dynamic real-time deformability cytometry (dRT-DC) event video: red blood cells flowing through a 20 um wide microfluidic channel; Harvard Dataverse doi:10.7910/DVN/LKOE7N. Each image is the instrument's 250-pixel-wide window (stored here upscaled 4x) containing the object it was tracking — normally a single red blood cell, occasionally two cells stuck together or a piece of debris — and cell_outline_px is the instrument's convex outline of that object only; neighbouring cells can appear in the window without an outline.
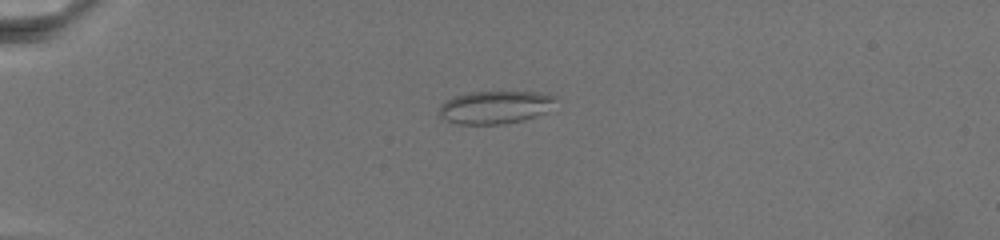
{"species": "common noctule bat (a hibernating species)", "species_latin": "Nyctalus noctula", "temperature_condition": "warm", "stored_images_in_passage": 18, "camera_frame_rate_fps": 3000, "um_per_image_px": 0.085, "animal": {"sex": "female", "body_mass_g": 19.5, "forearm_length_mm": 54.1}, "frame": {"image": 1, "passage_image": 1, "time_ms": 0.0, "image_size_px": [1000, 240], "cell_outline_px": [[556, 96], [544, 112], [536, 116], [524, 120], [500, 124], [456, 124], [440, 116], [440, 108], [452, 96], [468, 92], [536, 92]], "centroid_in_image_um": [42.04, 9.11], "position_along_channel_um": 43.0, "area_um2": 21.79}}
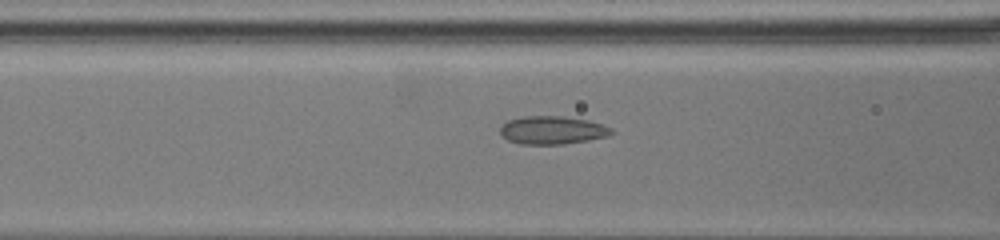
{"frame": {"image": 2, "passage_image": 14, "time_ms": 4.333, "image_size_px": [1000, 240], "cell_outline_px": [[616, 132], [608, 136], [588, 140], [564, 144], [520, 144], [508, 140], [500, 136], [500, 128], [508, 120], [524, 116], [564, 116], [588, 120], [612, 128]], "centroid_in_image_um": [46.95, 11.06], "position_along_channel_um": 119.7, "area_um2": 18.32}}
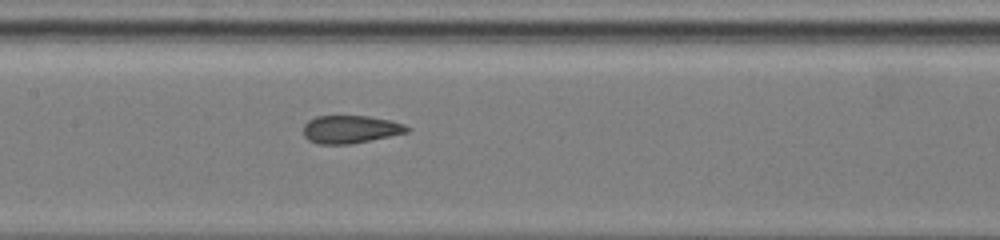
{"frame": {"image": 3, "passage_image": 17, "time_ms": 6.333, "image_size_px": [1000, 240], "cell_outline_px": [[412, 128], [408, 132], [352, 144], [316, 144], [308, 140], [304, 136], [304, 124], [308, 120], [316, 116], [368, 116], [392, 120], [404, 124]], "centroid_in_image_um": [29.79, 10.99], "position_along_channel_um": 177.6, "area_um2": 16.99}}